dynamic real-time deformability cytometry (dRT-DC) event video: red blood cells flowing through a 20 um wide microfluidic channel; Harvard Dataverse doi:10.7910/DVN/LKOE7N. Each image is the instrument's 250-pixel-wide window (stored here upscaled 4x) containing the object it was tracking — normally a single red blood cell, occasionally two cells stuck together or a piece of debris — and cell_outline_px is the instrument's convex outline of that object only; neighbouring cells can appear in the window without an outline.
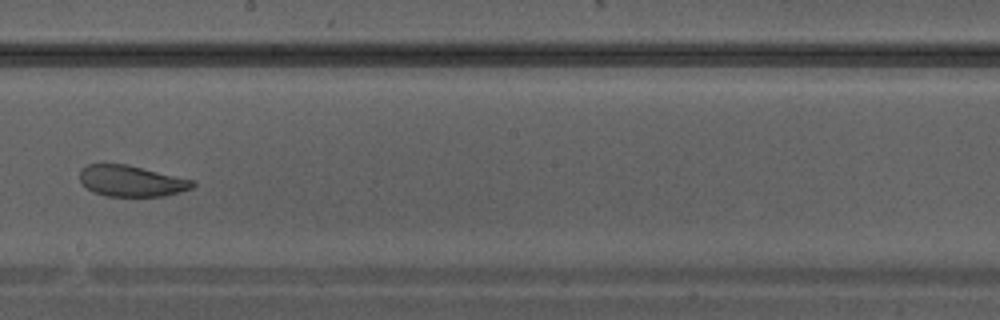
{"species": "Egyptian fruit bat (a non-hibernating species)", "species_latin": "Rousettus aegyptiacus", "temperature_condition": "warm", "stored_images_in_passage": 36, "camera_frame_rate_fps": 3000, "um_per_image_px": 0.085, "animal": {"sex": "male"}, "frame": {"image": 1, "passage_image": 21, "time_ms": 6.667, "image_size_px": [1000, 320], "cell_outline_px": [[196, 184], [192, 188], [180, 192], [164, 196], [104, 196], [92, 192], [80, 180], [80, 168], [88, 164], [128, 164], [196, 180]], "centroid_in_image_um": [11.2, 15.38], "position_along_channel_um": 237.0, "area_um2": 20.69}}